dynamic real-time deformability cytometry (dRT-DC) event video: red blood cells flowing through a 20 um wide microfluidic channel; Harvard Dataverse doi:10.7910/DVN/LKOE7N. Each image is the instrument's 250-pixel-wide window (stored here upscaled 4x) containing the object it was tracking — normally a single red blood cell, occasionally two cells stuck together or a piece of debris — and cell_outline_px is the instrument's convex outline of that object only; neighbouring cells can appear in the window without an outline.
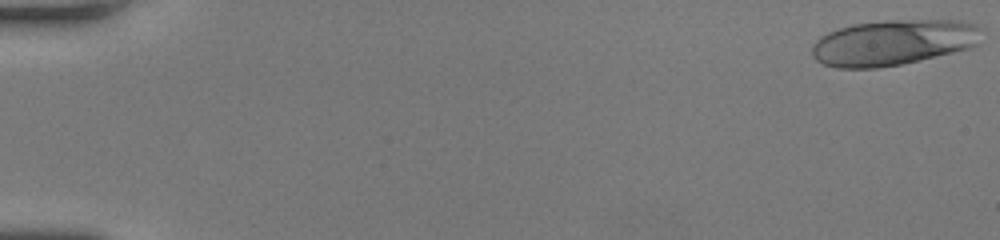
{"species": "human", "species_latin": "Homo sapiens", "temperature_condition": "room temperature", "stored_images_in_passage": 51, "camera_frame_rate_fps": 3000, "um_per_image_px": 0.085, "donor": {"sex": "female"}, "frame": {"image": 1, "passage_image": 1, "time_ms": 0.0, "image_size_px": [1000, 240], "cell_outline_px": [[980, 28], [976, 44], [968, 48], [952, 52], [900, 64], [876, 68], [836, 68], [820, 64], [812, 56], [812, 44], [820, 36], [828, 32], [852, 24], [888, 20], [956, 20], [976, 24]], "centroid_in_image_um": [75.84, 3.61], "position_along_channel_um": 9.2, "area_um2": 44.85}}
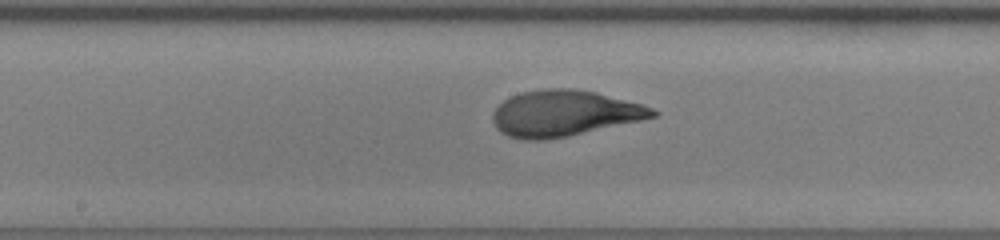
{"frame": {"image": 2, "passage_image": 28, "time_ms": 9.0, "image_size_px": [1000, 240], "cell_outline_px": [[660, 112], [656, 116], [640, 120], [568, 136], [540, 140], [524, 140], [508, 136], [500, 132], [496, 128], [492, 120], [492, 112], [504, 100], [520, 92], [544, 88], [568, 88], [596, 92], [640, 104], [652, 108]], "centroid_in_image_um": [47.91, 9.63], "position_along_channel_um": 200.3, "area_um2": 42.6}}
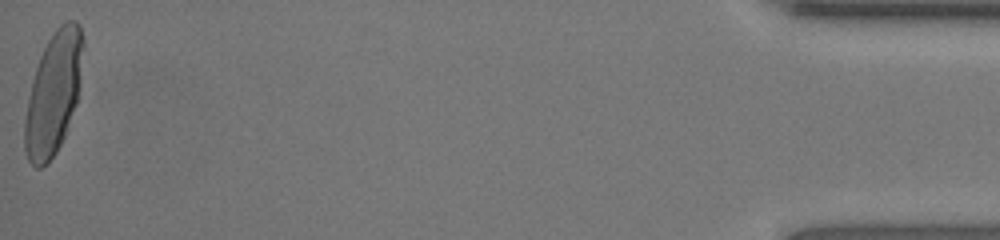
{"frame": {"image": 3, "passage_image": 51, "time_ms": 16.667, "image_size_px": [1000, 240], "cell_outline_px": [[84, 48], [80, 84], [76, 104], [64, 136], [56, 152], [40, 168], [36, 168], [28, 160], [24, 152], [24, 120], [32, 80], [40, 56], [52, 32], [60, 24], [68, 20], [76, 20], [80, 24], [84, 36]], "centroid_in_image_um": [4.56, 7.88], "position_along_channel_um": 430.6, "area_um2": 41.62}, "authors_computed_cell_mechanics": {"area_um2": 41.9628, "velocity_mm_per_s": 4.1849, "shape_relaxation_time_tau1_ms": 3.3796, "shape_relaxation_time_tau2_ms": 0.638, "deformation_change_tau1": 0.195, "deformation_change_tau2": 0.0723}}